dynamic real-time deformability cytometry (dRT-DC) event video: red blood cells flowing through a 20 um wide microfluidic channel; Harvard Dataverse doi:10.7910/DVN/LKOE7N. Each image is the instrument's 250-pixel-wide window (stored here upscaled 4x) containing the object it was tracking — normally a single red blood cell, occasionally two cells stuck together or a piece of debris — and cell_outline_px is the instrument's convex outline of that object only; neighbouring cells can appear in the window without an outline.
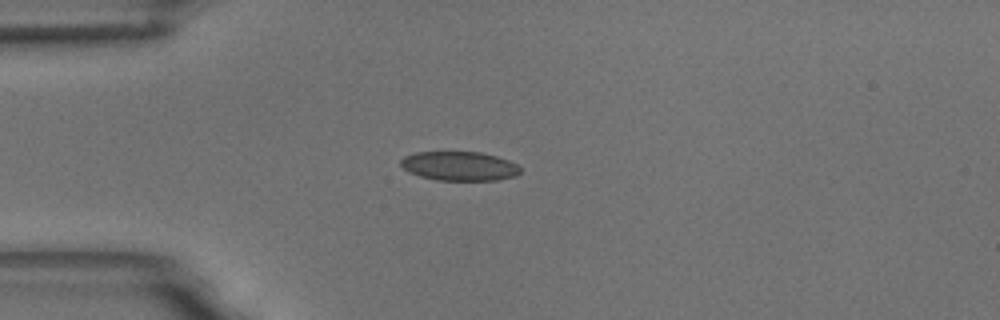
{"species": "common noctule bat (a hibernating species)", "species_latin": "Nyctalus noctula", "temperature_condition": "room temperature", "stored_images_in_passage": 44, "camera_frame_rate_fps": 3000, "um_per_image_px": 0.085, "animal": {"sex": "male", "body_mass_g": 18.8}, "frame": {"image": 1, "passage_image": 1, "time_ms": 0.0, "image_size_px": [1000, 320], "cell_outline_px": [[520, 172], [516, 176], [496, 180], [436, 180], [420, 176], [408, 172], [400, 164], [400, 160], [404, 156], [416, 152], [480, 152], [496, 156], [508, 160], [516, 164], [520, 168]], "centroid_in_image_um": [39.03, 14.11], "position_along_channel_um": 46.0, "area_um2": 20.29}}
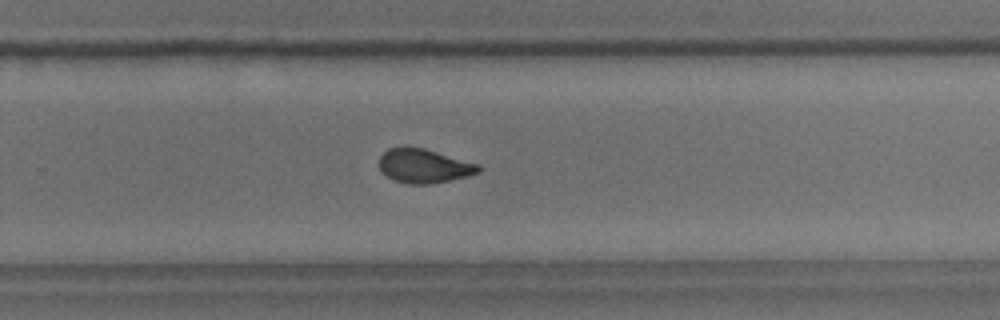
{"frame": {"image": 2, "passage_image": 24, "time_ms": 7.667, "image_size_px": [1000, 320], "cell_outline_px": [[480, 172], [448, 180], [428, 184], [408, 184], [392, 180], [380, 168], [380, 156], [388, 148], [404, 144], [424, 148], [480, 164]], "centroid_in_image_um": [36.0, 14.07], "position_along_channel_um": 293.8, "area_um2": 19.83}}
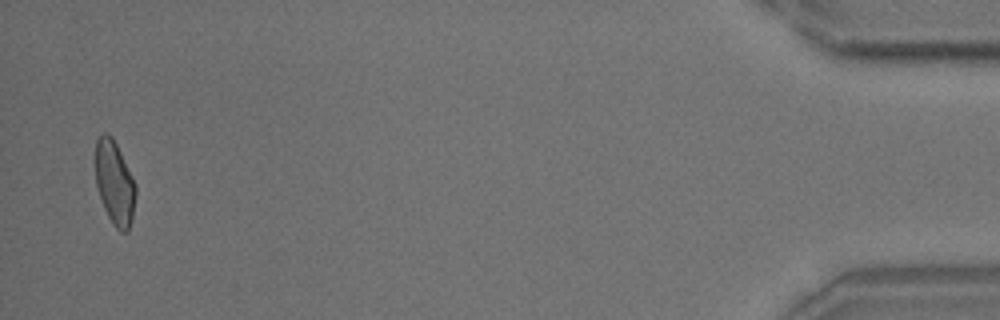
{"frame": {"image": 3, "passage_image": 43, "time_ms": 14.0, "image_size_px": [1000, 320], "cell_outline_px": [[136, 196], [132, 216], [128, 232], [120, 232], [112, 224], [104, 208], [96, 184], [96, 140], [104, 132], [112, 136], [136, 184]], "centroid_in_image_um": [9.75, 15.57], "position_along_channel_um": 425.5, "area_um2": 19.48}, "authors_computed_cell_mechanics": {"area_um2": 20.1144, "velocity_mm_per_s": 3.4426, "shape_relaxation_time_tau1_ms": null, "shape_relaxation_time_tau2_ms": 2.0921, "deformation_change_tau1": null, "deformation_change_tau2": 0.0668}}